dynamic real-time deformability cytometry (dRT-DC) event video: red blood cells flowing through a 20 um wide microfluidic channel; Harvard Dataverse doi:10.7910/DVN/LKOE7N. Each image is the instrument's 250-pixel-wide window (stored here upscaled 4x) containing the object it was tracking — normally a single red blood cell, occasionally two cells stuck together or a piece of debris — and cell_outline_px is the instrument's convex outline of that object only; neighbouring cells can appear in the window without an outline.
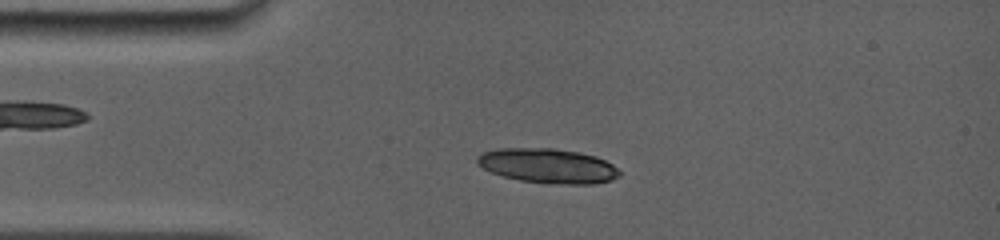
{"species": "common noctule bat (a hibernating species)", "species_latin": "Nyctalus noctula", "temperature_condition": "room temperature", "stored_images_in_passage": 3, "camera_frame_rate_fps": 5000, "um_per_image_px": 0.085, "animal": {"sex": "female", "body_mass_g": 19.0, "forearm_length_mm": 56.7}, "frame": {"image": 1, "passage_image": 3, "time_ms": 2.2, "image_size_px": [1000, 240], "cell_outline_px": [[620, 176], [612, 180], [596, 184], [548, 184], [520, 180], [504, 176], [492, 172], [476, 164], [476, 156], [484, 152], [500, 148], [552, 148], [580, 152], [596, 156], [612, 164], [620, 172]], "centroid_in_image_um": [46.58, 14.1], "position_along_channel_um": 38.4, "area_um2": 28.84}}